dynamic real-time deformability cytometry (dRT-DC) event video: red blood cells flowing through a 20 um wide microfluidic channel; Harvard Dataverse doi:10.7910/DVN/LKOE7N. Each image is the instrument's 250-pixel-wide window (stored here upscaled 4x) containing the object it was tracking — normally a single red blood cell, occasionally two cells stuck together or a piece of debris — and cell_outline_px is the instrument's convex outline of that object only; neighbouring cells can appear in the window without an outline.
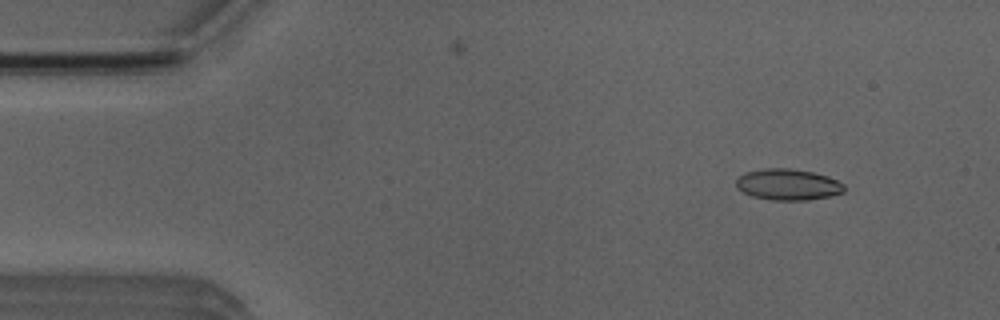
{"species": "Egyptian fruit bat (a non-hibernating species)", "species_latin": "Rousettus aegyptiacus", "temperature_condition": "room temperature", "stored_images_in_passage": 7, "camera_frame_rate_fps": 3000, "um_per_image_px": 0.085, "animal": {"sex": "male"}, "frame": {"image": 1, "passage_image": 2, "time_ms": 1.333, "image_size_px": [1000, 320], "cell_outline_px": [[844, 192], [828, 196], [808, 200], [772, 200], [752, 196], [736, 188], [736, 180], [744, 172], [764, 168], [792, 168], [812, 172], [828, 176], [844, 184]], "centroid_in_image_um": [66.96, 15.68], "position_along_channel_um": 18.0, "area_um2": 19.65}}
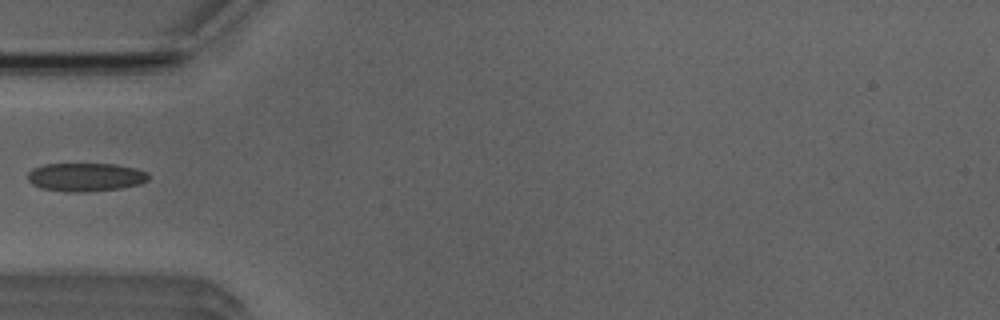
{"frame": {"image": 2, "passage_image": 5, "time_ms": 5.0, "image_size_px": [1000, 320], "cell_outline_px": [[148, 180], [140, 184], [120, 188], [88, 192], [64, 192], [40, 188], [32, 184], [28, 180], [28, 172], [32, 168], [44, 164], [116, 164], [136, 168], [148, 172]], "centroid_in_image_um": [7.26, 15.06], "position_along_channel_um": 77.7, "area_um2": 20.23}}